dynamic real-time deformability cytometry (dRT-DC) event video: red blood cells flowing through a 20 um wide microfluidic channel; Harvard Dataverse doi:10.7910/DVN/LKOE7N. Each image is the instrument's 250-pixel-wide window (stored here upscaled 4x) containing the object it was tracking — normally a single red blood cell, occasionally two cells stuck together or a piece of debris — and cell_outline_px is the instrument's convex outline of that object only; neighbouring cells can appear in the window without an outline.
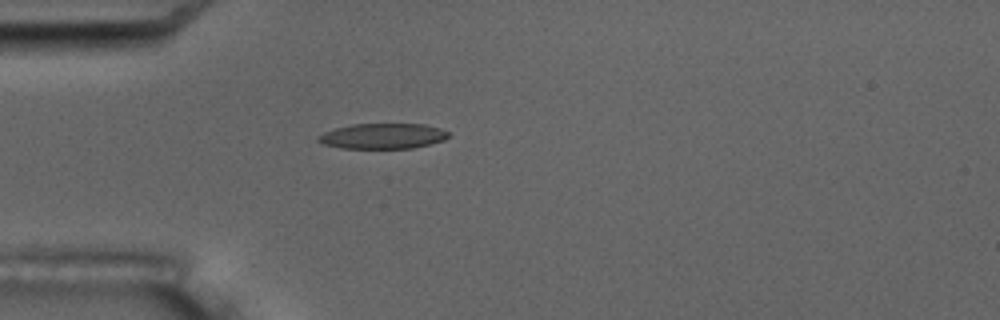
{"species": "common noctule bat (a hibernating species)", "species_latin": "Nyctalus noctula", "temperature_condition": "room temperature", "stored_images_in_passage": 3, "camera_frame_rate_fps": 3000, "um_per_image_px": 0.085, "animal": {"sex": "male", "body_mass_g": 17.5, "forearm_length_mm": 52.3}, "frame": {"image": 1, "passage_image": 3, "time_ms": 2.333, "image_size_px": [1000, 320], "cell_outline_px": [[448, 136], [444, 140], [412, 148], [344, 148], [324, 144], [316, 140], [316, 136], [324, 132], [336, 128], [352, 124], [424, 124], [440, 128], [448, 132]], "centroid_in_image_um": [32.51, 11.56], "position_along_channel_um": 52.5, "area_um2": 19.13}}